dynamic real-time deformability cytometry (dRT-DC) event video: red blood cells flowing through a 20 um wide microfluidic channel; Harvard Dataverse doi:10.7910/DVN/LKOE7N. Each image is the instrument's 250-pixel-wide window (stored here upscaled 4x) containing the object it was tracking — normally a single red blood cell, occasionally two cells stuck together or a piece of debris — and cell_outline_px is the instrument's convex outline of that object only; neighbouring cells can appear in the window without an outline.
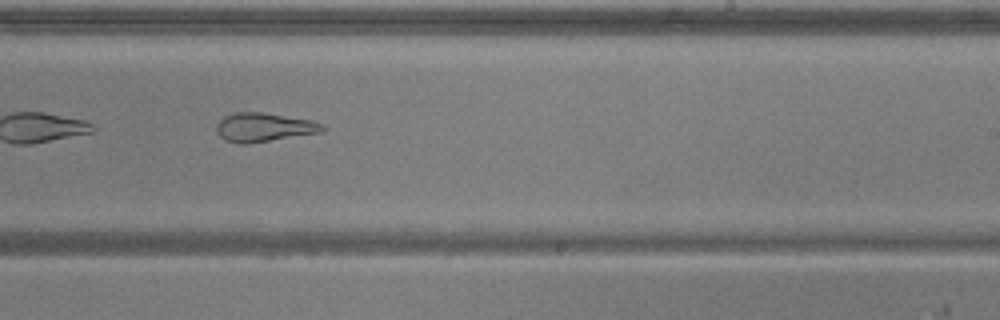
{"species": "common noctule bat (a hibernating species)", "species_latin": "Nyctalus noctula", "temperature_condition": "warm", "stored_images_in_passage": 35, "camera_frame_rate_fps": 3000, "um_per_image_px": 0.085, "animal": {"sex": "male", "body_mass_g": 20.5, "forearm_length_mm": 52.5}, "frame": {"image": 1, "passage_image": 16, "time_ms": 5.0, "image_size_px": [1000, 320], "cell_outline_px": [[328, 128], [320, 132], [248, 144], [240, 144], [224, 140], [216, 132], [216, 124], [224, 116], [236, 112], [260, 112], [312, 120]], "centroid_in_image_um": [22.39, 10.82], "position_along_channel_um": 266.6, "area_um2": 17.74}}